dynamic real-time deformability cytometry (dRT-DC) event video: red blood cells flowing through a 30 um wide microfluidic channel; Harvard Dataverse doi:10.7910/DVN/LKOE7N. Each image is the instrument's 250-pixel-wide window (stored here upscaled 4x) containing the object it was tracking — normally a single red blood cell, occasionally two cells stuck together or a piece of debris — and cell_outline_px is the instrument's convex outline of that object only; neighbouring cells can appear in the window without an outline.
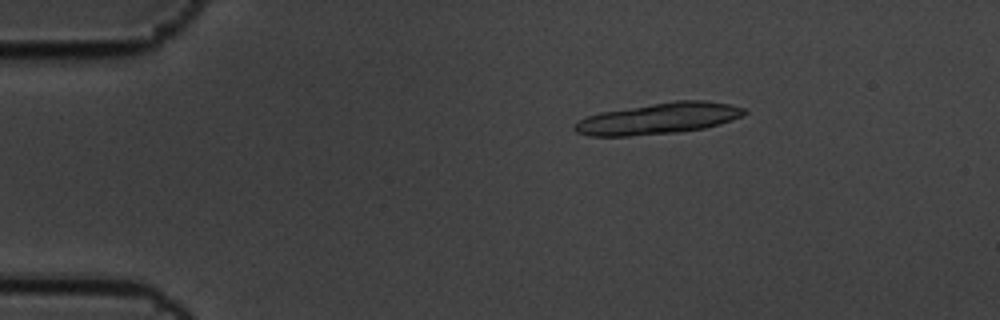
{"species": "common noctule bat (a hibernating species)", "species_latin": "Nyctalus noctula", "temperature_condition": "cold", "stored_images_in_passage": 4, "camera_frame_rate_fps": 3000, "um_per_image_px": 0.085, "animal": {"sex": "male", "body_mass_g": 19.5, "forearm_length_mm": 54.6}, "frame": {"image": 1, "passage_image": 1, "time_ms": 0.0, "image_size_px": [1000, 320], "cell_outline_px": [[748, 112], [732, 120], [720, 124], [704, 128], [676, 132], [628, 136], [588, 136], [576, 132], [572, 128], [580, 120], [588, 116], [600, 112], [676, 100], [704, 100], [728, 104], [744, 108]], "centroid_in_image_um": [55.97, 10.07], "position_along_channel_um": 29.0, "area_um2": 30.58}}
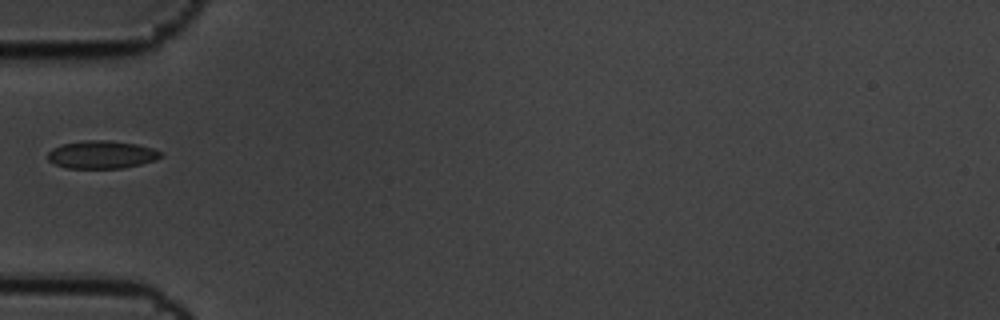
{"frame": {"image": 2, "passage_image": 4, "time_ms": 1.0, "image_size_px": [1000, 320], "cell_outline_px": [[164, 156], [156, 160], [140, 164], [120, 168], [68, 168], [56, 164], [48, 160], [48, 152], [52, 148], [64, 144], [84, 140], [108, 140], [136, 144], [152, 148], [160, 152]], "centroid_in_image_um": [8.65, 13.14], "position_along_channel_um": 76.4, "area_um2": 18.21}}